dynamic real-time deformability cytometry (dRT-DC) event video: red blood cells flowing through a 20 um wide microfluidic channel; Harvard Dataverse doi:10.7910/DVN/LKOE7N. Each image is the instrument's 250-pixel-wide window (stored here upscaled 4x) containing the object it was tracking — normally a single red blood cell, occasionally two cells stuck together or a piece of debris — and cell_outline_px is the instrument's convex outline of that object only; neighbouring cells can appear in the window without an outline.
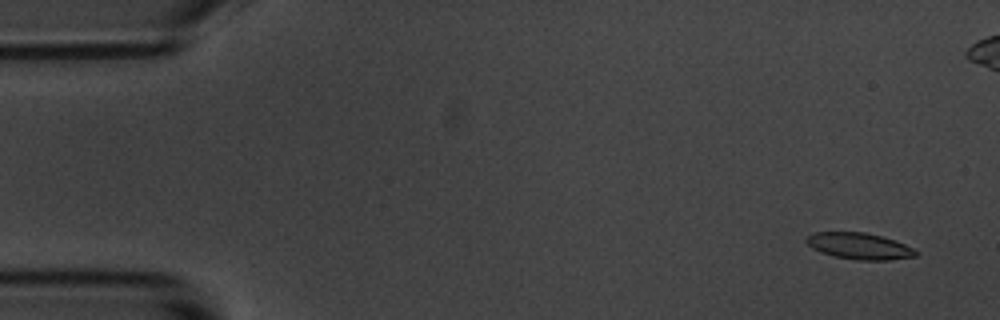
{"species": "common noctule bat (a hibernating species)", "species_latin": "Nyctalus noctula", "temperature_condition": "room temperature", "stored_images_in_passage": 6, "camera_frame_rate_fps": 3000, "um_per_image_px": 0.085, "animal": {"sex": "male", "body_mass_g": 20.1, "forearm_length_mm": 53.5}, "frame": {"image": 1, "passage_image": 1, "time_ms": 0.0, "image_size_px": [1000, 320], "cell_outline_px": [[920, 252], [916, 256], [892, 260], [856, 260], [832, 256], [820, 252], [812, 248], [804, 240], [808, 236], [816, 232], [864, 232], [896, 240], [916, 248]], "centroid_in_image_um": [73.09, 20.92], "position_along_channel_um": 11.9, "area_um2": 17.11}}
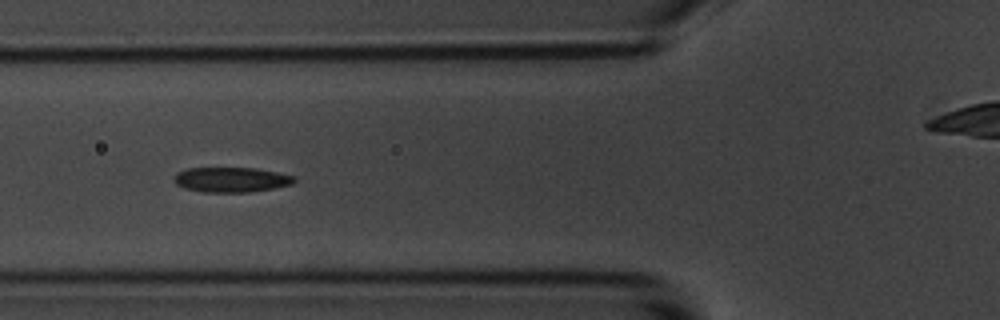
{"frame": {"image": 2, "passage_image": 6, "time_ms": 6.0, "image_size_px": [1000, 320], "cell_outline_px": [[296, 180], [292, 184], [272, 188], [248, 192], [204, 192], [184, 188], [176, 184], [172, 180], [172, 176], [176, 172], [188, 168], [256, 168], [296, 176]], "centroid_in_image_um": [19.61, 15.26], "position_along_channel_um": 106.2, "area_um2": 17.57}}